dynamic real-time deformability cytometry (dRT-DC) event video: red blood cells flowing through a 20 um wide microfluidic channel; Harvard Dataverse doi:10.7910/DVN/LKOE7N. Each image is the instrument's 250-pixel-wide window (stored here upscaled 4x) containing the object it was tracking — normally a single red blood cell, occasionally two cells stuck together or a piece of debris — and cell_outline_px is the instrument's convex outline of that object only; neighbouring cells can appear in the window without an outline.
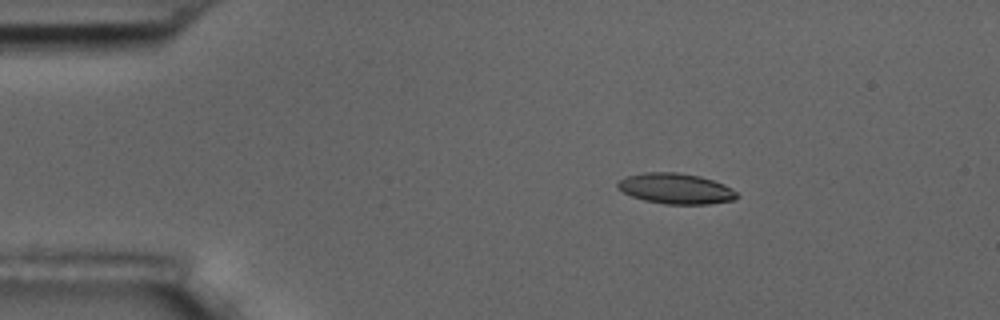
{"species": "common noctule bat (a hibernating species)", "species_latin": "Nyctalus noctula", "temperature_condition": "room temperature", "stored_images_in_passage": 5, "camera_frame_rate_fps": 3000, "um_per_image_px": 0.085, "animal": {"sex": "male", "body_mass_g": 17.5, "forearm_length_mm": 52.3}, "frame": {"image": 1, "passage_image": 3, "time_ms": 2.667, "image_size_px": [1000, 320], "cell_outline_px": [[740, 196], [736, 200], [708, 204], [664, 204], [644, 200], [632, 196], [624, 192], [616, 184], [620, 180], [628, 176], [644, 172], [676, 172], [700, 176], [724, 184], [732, 188]], "centroid_in_image_um": [57.49, 16.03], "position_along_channel_um": 27.5, "area_um2": 21.21}}